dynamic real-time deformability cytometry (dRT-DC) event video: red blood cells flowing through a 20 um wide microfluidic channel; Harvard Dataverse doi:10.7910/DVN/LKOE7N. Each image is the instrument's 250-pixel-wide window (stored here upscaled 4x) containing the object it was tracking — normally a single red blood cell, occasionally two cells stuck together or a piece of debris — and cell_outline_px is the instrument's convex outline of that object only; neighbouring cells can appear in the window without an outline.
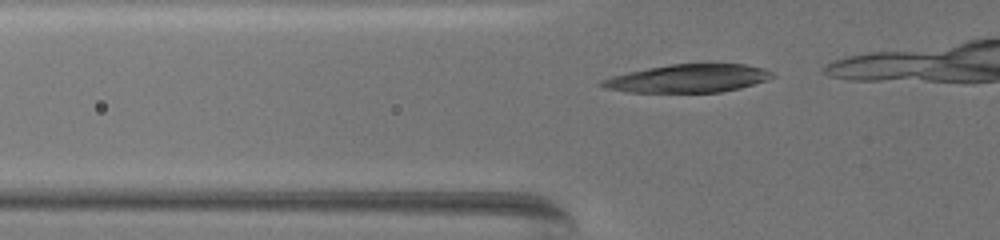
{"species": "common noctule bat (a hibernating species)", "species_latin": "Nyctalus noctula", "temperature_condition": "warm", "stored_images_in_passage": 21, "camera_frame_rate_fps": 3000, "um_per_image_px": 0.085, "animal": {"sex": "female", "body_mass_g": 19.5, "forearm_length_mm": 54.1}, "frame": {"image": 1, "passage_image": 14, "time_ms": 4.333, "image_size_px": [1000, 240], "cell_outline_px": [[776, 76], [768, 80], [740, 88], [720, 92], [628, 92], [604, 88], [596, 84], [600, 80], [612, 76], [628, 72], [648, 68], [672, 64], [708, 60], [744, 64], [764, 68], [772, 72]], "centroid_in_image_um": [58.54, 6.62], "position_along_channel_um": 67.3, "area_um2": 29.02}}
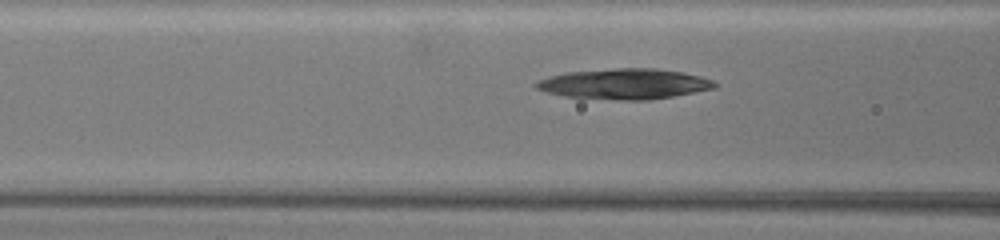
{"frame": {"image": 2, "passage_image": 19, "time_ms": 6.0, "image_size_px": [1000, 240], "cell_outline_px": [[716, 88], [672, 96], [648, 100], [620, 100], [564, 96], [544, 92], [536, 88], [532, 84], [536, 80], [548, 76], [564, 72], [616, 68], [656, 68], [684, 72], [700, 76], [712, 80], [716, 84]], "centroid_in_image_um": [53.01, 7.12], "position_along_channel_um": 113.6, "area_um2": 31.91}}